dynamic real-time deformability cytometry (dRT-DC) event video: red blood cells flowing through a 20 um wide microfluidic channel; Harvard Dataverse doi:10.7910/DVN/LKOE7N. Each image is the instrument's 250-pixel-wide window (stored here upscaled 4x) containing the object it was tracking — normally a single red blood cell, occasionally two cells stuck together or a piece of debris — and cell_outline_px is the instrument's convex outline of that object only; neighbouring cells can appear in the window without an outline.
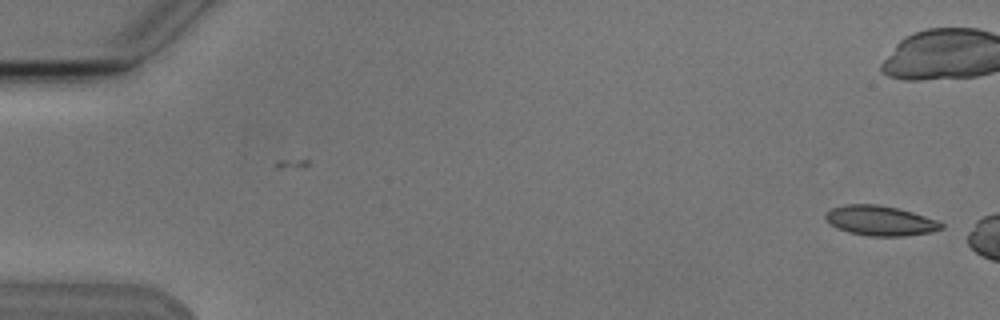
{"species": "Egyptian fruit bat (a non-hibernating species)", "species_latin": "Rousettus aegyptiacus", "temperature_condition": "cold", "stored_images_in_passage": 2, "camera_frame_rate_fps": 3000, "um_per_image_px": 0.085, "animal": {"sex": "male"}, "frame": {"image": 1, "passage_image": 2, "time_ms": 1.0, "image_size_px": [1000, 320], "cell_outline_px": [[944, 228], [932, 232], [904, 236], [868, 236], [848, 232], [836, 228], [824, 220], [824, 212], [832, 208], [844, 204], [880, 204], [912, 212], [936, 220], [944, 224]], "centroid_in_image_um": [74.77, 18.75], "position_along_channel_um": 10.2, "area_um2": 20.4}}